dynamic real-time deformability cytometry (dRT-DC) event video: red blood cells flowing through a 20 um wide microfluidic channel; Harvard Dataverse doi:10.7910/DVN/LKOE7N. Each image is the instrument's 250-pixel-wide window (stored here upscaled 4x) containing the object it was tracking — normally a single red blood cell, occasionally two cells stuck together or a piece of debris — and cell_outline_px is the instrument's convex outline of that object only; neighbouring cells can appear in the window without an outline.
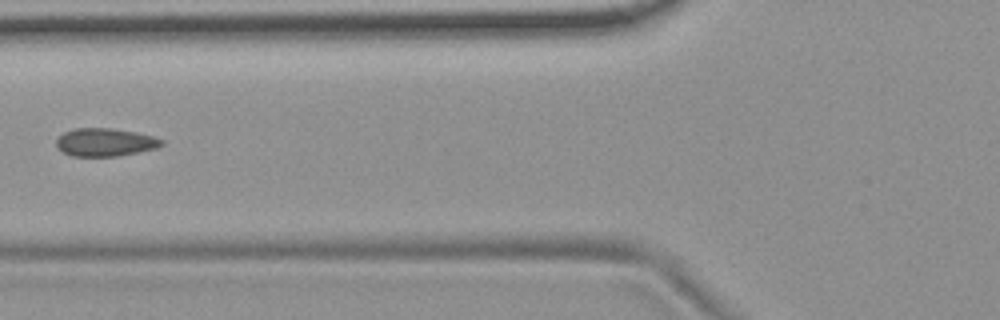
{"species": "common noctule bat (a hibernating species)", "species_latin": "Nyctalus noctula", "temperature_condition": "room temperature", "stored_images_in_passage": 3, "camera_frame_rate_fps": 3000, "um_per_image_px": 0.085, "animal": {"sex": "female", "body_mass_g": 19.9}, "frame": {"image": 1, "passage_image": 2, "time_ms": 0.333, "image_size_px": [1000, 320], "cell_outline_px": [[164, 144], [156, 148], [116, 156], [72, 156], [56, 148], [56, 140], [64, 132], [72, 128], [112, 128], [136, 132], [152, 136], [164, 140]], "centroid_in_image_um": [8.91, 12.08], "position_along_channel_um": 116.9, "area_um2": 17.17}}
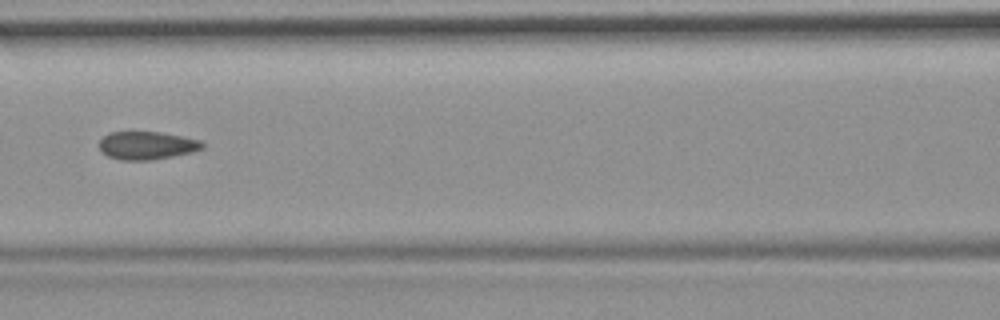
{"frame": {"image": 2, "passage_image": 3, "time_ms": 0.667, "image_size_px": [1000, 320], "cell_outline_px": [[204, 148], [192, 152], [152, 160], [120, 160], [108, 156], [100, 148], [100, 140], [108, 132], [160, 132], [200, 140], [204, 144]], "centroid_in_image_um": [12.49, 12.36], "position_along_channel_um": 154.1, "area_um2": 16.7}}